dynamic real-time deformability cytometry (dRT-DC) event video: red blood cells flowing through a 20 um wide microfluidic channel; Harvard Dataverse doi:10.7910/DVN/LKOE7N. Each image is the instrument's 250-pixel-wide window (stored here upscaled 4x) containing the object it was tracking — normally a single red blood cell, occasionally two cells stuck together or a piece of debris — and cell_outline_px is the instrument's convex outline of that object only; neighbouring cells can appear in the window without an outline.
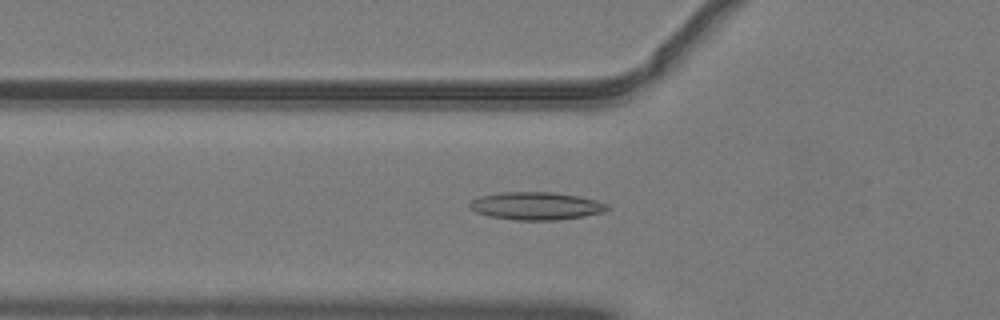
{"species": "common noctule bat (a hibernating species)", "species_latin": "Nyctalus noctula", "temperature_condition": "warm", "stored_images_in_passage": 43, "camera_frame_rate_fps": 3000, "um_per_image_px": 0.085, "animal": {"sex": "male", "body_mass_g": 19.2, "forearm_length_mm": 51.8}, "frame": {"image": 1, "passage_image": 11, "time_ms": 3.333, "image_size_px": [1000, 320], "cell_outline_px": [[612, 208], [604, 212], [584, 216], [556, 220], [516, 220], [488, 216], [476, 212], [468, 208], [468, 204], [472, 200], [480, 196], [504, 192], [552, 192], [580, 196], [596, 200], [608, 204]], "centroid_in_image_um": [45.59, 17.5], "position_along_channel_um": 80.2, "area_um2": 22.43}}
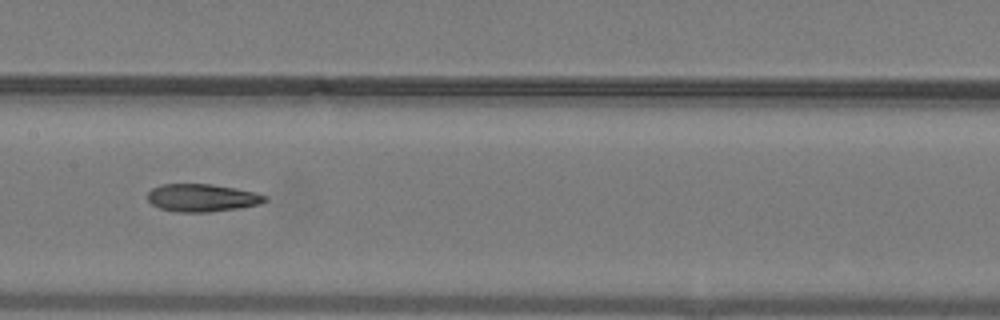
{"frame": {"image": 2, "passage_image": 19, "time_ms": 6.0, "image_size_px": [1000, 320], "cell_outline_px": [[268, 200], [260, 204], [240, 208], [208, 212], [176, 212], [160, 208], [152, 204], [148, 200], [148, 192], [152, 188], [160, 184], [212, 184], [236, 188], [256, 192], [268, 196]], "centroid_in_image_um": [17.21, 16.81], "position_along_channel_um": 190.2, "area_um2": 19.13}}
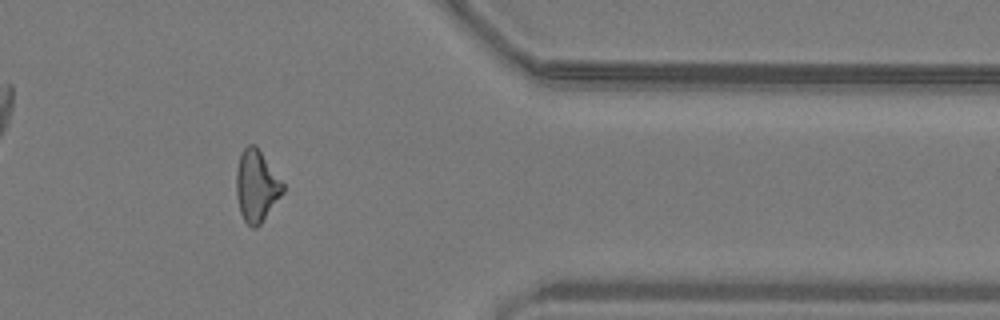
{"frame": {"image": 3, "passage_image": 35, "time_ms": 11.333, "image_size_px": [1000, 320], "cell_outline_px": [[284, 192], [260, 224], [256, 228], [252, 228], [244, 220], [240, 212], [236, 196], [236, 172], [240, 156], [244, 148], [248, 144], [256, 144], [284, 184]], "centroid_in_image_um": [21.8, 15.8], "position_along_channel_um": 389.6, "area_um2": 19.42}}